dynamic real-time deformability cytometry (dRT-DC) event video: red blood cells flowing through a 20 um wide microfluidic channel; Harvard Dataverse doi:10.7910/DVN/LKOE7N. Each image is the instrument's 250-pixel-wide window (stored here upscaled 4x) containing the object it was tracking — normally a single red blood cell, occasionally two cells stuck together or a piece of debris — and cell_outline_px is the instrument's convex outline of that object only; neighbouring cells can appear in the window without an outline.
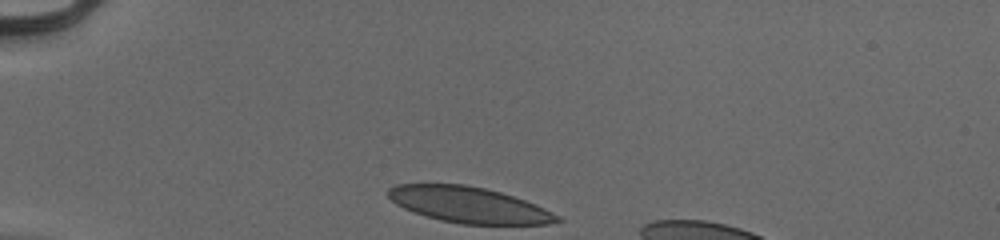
{"species": "human", "species_latin": "Homo sapiens", "temperature_condition": "cold", "stored_images_in_passage": 31, "camera_frame_rate_fps": 3000, "um_per_image_px": 0.085, "donor": {"sex": "male"}, "frame": {"image": 1, "passage_image": 1, "time_ms": 0.0, "image_size_px": [1000, 240], "cell_outline_px": [[564, 220], [548, 224], [460, 224], [440, 220], [412, 212], [396, 204], [388, 196], [388, 188], [396, 184], [464, 184], [484, 188], [500, 192], [536, 204], [560, 216]], "centroid_in_image_um": [39.85, 17.41], "position_along_channel_um": 45.1, "area_um2": 35.26}}
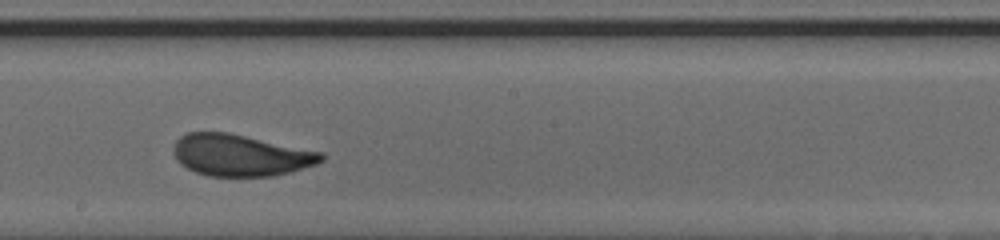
{"frame": {"image": 2, "passage_image": 18, "time_ms": 5.667, "image_size_px": [1000, 240], "cell_outline_px": [[324, 160], [316, 164], [288, 172], [272, 176], [208, 176], [196, 172], [180, 164], [176, 160], [172, 148], [176, 140], [180, 136], [188, 132], [228, 132], [320, 152], [324, 156]], "centroid_in_image_um": [20.38, 13.19], "position_along_channel_um": 227.8, "area_um2": 35.6}}
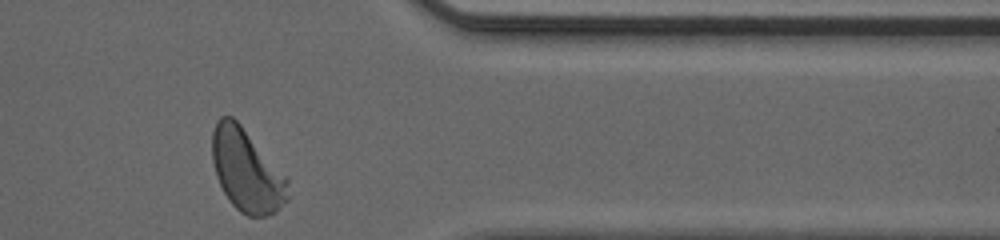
{"frame": {"image": 3, "passage_image": 31, "time_ms": 10.0, "image_size_px": [1000, 240], "cell_outline_px": [[288, 200], [276, 212], [264, 216], [248, 216], [240, 212], [228, 200], [216, 176], [212, 160], [212, 132], [216, 120], [220, 116], [232, 116], [240, 124], [288, 176]], "centroid_in_image_um": [20.98, 14.49], "position_along_channel_um": 390.4, "area_um2": 36.7}, "authors_computed_cell_mechanics": {"area_um2": 36.414, "velocity_mm_per_s": 3.9626, "shape_relaxation_time_tau1_ms": 3.7633, "shape_relaxation_time_tau2_ms": null, "deformation_change_tau1": 0.146, "deformation_change_tau2": null}}